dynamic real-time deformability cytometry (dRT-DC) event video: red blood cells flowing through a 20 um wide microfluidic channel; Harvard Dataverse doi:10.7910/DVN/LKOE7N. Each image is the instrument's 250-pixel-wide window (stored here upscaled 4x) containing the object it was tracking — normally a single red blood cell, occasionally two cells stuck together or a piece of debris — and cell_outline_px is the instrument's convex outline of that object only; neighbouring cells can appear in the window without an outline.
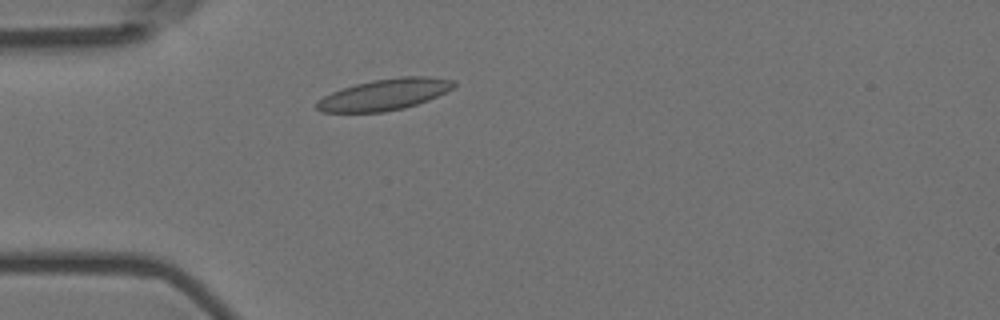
{"species": "Egyptian fruit bat (a non-hibernating species)", "species_latin": "Rousettus aegyptiacus", "temperature_condition": "room temperature", "stored_images_in_passage": 3, "camera_frame_rate_fps": 3000, "um_per_image_px": 0.085, "animal": {"sex": "female"}, "frame": {"image": 1, "passage_image": 2, "time_ms": 0.333, "image_size_px": [1000, 320], "cell_outline_px": [[456, 84], [452, 88], [428, 100], [404, 108], [384, 112], [320, 112], [316, 108], [316, 104], [324, 96], [332, 92], [356, 84], [372, 80], [400, 76], [428, 76], [452, 80]], "centroid_in_image_um": [32.68, 8.03], "position_along_channel_um": 52.3, "area_um2": 24.68}}